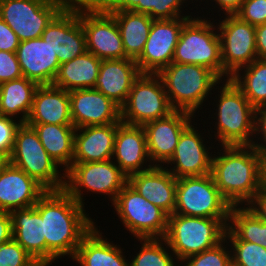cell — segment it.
Wrapping results in <instances>:
<instances>
[{"label": "cell", "mask_w": 266, "mask_h": 266, "mask_svg": "<svg viewBox=\"0 0 266 266\" xmlns=\"http://www.w3.org/2000/svg\"><path fill=\"white\" fill-rule=\"evenodd\" d=\"M34 207L43 220L46 266L65 255L73 259L83 237L95 226L94 219L64 189L47 191Z\"/></svg>", "instance_id": "cell-1"}, {"label": "cell", "mask_w": 266, "mask_h": 266, "mask_svg": "<svg viewBox=\"0 0 266 266\" xmlns=\"http://www.w3.org/2000/svg\"><path fill=\"white\" fill-rule=\"evenodd\" d=\"M220 147L212 157L215 185L231 206H246L263 187L262 151L258 144Z\"/></svg>", "instance_id": "cell-2"}, {"label": "cell", "mask_w": 266, "mask_h": 266, "mask_svg": "<svg viewBox=\"0 0 266 266\" xmlns=\"http://www.w3.org/2000/svg\"><path fill=\"white\" fill-rule=\"evenodd\" d=\"M221 83L215 112L216 140L222 146L258 144L254 138L259 134L260 113L231 79Z\"/></svg>", "instance_id": "cell-3"}, {"label": "cell", "mask_w": 266, "mask_h": 266, "mask_svg": "<svg viewBox=\"0 0 266 266\" xmlns=\"http://www.w3.org/2000/svg\"><path fill=\"white\" fill-rule=\"evenodd\" d=\"M164 85L174 110L195 115L211 95L212 89L222 81L213 71L196 64L172 62L157 74Z\"/></svg>", "instance_id": "cell-4"}, {"label": "cell", "mask_w": 266, "mask_h": 266, "mask_svg": "<svg viewBox=\"0 0 266 266\" xmlns=\"http://www.w3.org/2000/svg\"><path fill=\"white\" fill-rule=\"evenodd\" d=\"M229 219L190 217L181 214L168 216L164 237L177 264L194 254L210 249L225 239Z\"/></svg>", "instance_id": "cell-5"}, {"label": "cell", "mask_w": 266, "mask_h": 266, "mask_svg": "<svg viewBox=\"0 0 266 266\" xmlns=\"http://www.w3.org/2000/svg\"><path fill=\"white\" fill-rule=\"evenodd\" d=\"M210 22L194 16L183 25L172 62L201 65L222 80L221 41L215 24Z\"/></svg>", "instance_id": "cell-6"}, {"label": "cell", "mask_w": 266, "mask_h": 266, "mask_svg": "<svg viewBox=\"0 0 266 266\" xmlns=\"http://www.w3.org/2000/svg\"><path fill=\"white\" fill-rule=\"evenodd\" d=\"M10 164L23 170L47 191L64 189L65 173L62 176L58 170L60 166L44 149L35 130L26 123L17 129Z\"/></svg>", "instance_id": "cell-7"}, {"label": "cell", "mask_w": 266, "mask_h": 266, "mask_svg": "<svg viewBox=\"0 0 266 266\" xmlns=\"http://www.w3.org/2000/svg\"><path fill=\"white\" fill-rule=\"evenodd\" d=\"M72 163L65 171L64 190L79 204L84 206L83 191L103 193L113 203L128 183V176L112 161ZM112 199V200H111Z\"/></svg>", "instance_id": "cell-8"}, {"label": "cell", "mask_w": 266, "mask_h": 266, "mask_svg": "<svg viewBox=\"0 0 266 266\" xmlns=\"http://www.w3.org/2000/svg\"><path fill=\"white\" fill-rule=\"evenodd\" d=\"M230 208L211 174L177 179L175 214L229 219Z\"/></svg>", "instance_id": "cell-9"}, {"label": "cell", "mask_w": 266, "mask_h": 266, "mask_svg": "<svg viewBox=\"0 0 266 266\" xmlns=\"http://www.w3.org/2000/svg\"><path fill=\"white\" fill-rule=\"evenodd\" d=\"M125 229L135 239L164 238L168 227V214L141 196L128 183L112 203Z\"/></svg>", "instance_id": "cell-10"}, {"label": "cell", "mask_w": 266, "mask_h": 266, "mask_svg": "<svg viewBox=\"0 0 266 266\" xmlns=\"http://www.w3.org/2000/svg\"><path fill=\"white\" fill-rule=\"evenodd\" d=\"M173 111L161 78L157 74H140L133 82L127 100L120 107V120L126 124L143 126Z\"/></svg>", "instance_id": "cell-11"}, {"label": "cell", "mask_w": 266, "mask_h": 266, "mask_svg": "<svg viewBox=\"0 0 266 266\" xmlns=\"http://www.w3.org/2000/svg\"><path fill=\"white\" fill-rule=\"evenodd\" d=\"M71 0H0V17L20 42L40 38L52 19Z\"/></svg>", "instance_id": "cell-12"}, {"label": "cell", "mask_w": 266, "mask_h": 266, "mask_svg": "<svg viewBox=\"0 0 266 266\" xmlns=\"http://www.w3.org/2000/svg\"><path fill=\"white\" fill-rule=\"evenodd\" d=\"M219 21L223 78L230 79L240 68L257 60L255 27L236 15H225ZM225 76V77H224Z\"/></svg>", "instance_id": "cell-13"}, {"label": "cell", "mask_w": 266, "mask_h": 266, "mask_svg": "<svg viewBox=\"0 0 266 266\" xmlns=\"http://www.w3.org/2000/svg\"><path fill=\"white\" fill-rule=\"evenodd\" d=\"M61 64L87 51L86 35L80 21V0H71L48 24L41 36Z\"/></svg>", "instance_id": "cell-14"}, {"label": "cell", "mask_w": 266, "mask_h": 266, "mask_svg": "<svg viewBox=\"0 0 266 266\" xmlns=\"http://www.w3.org/2000/svg\"><path fill=\"white\" fill-rule=\"evenodd\" d=\"M80 21L88 52L101 60L125 58L121 34L110 12L88 7L80 1Z\"/></svg>", "instance_id": "cell-15"}, {"label": "cell", "mask_w": 266, "mask_h": 266, "mask_svg": "<svg viewBox=\"0 0 266 266\" xmlns=\"http://www.w3.org/2000/svg\"><path fill=\"white\" fill-rule=\"evenodd\" d=\"M190 18L153 20L144 50L136 60L141 74H158L172 63L181 29Z\"/></svg>", "instance_id": "cell-16"}, {"label": "cell", "mask_w": 266, "mask_h": 266, "mask_svg": "<svg viewBox=\"0 0 266 266\" xmlns=\"http://www.w3.org/2000/svg\"><path fill=\"white\" fill-rule=\"evenodd\" d=\"M193 117L186 111L174 110L168 116L142 126L146 134L148 155L154 166H162V163L170 160L182 131L192 122Z\"/></svg>", "instance_id": "cell-17"}, {"label": "cell", "mask_w": 266, "mask_h": 266, "mask_svg": "<svg viewBox=\"0 0 266 266\" xmlns=\"http://www.w3.org/2000/svg\"><path fill=\"white\" fill-rule=\"evenodd\" d=\"M200 134L192 123L182 131L175 151L167 162L175 166L170 169L165 167L177 179L211 174L213 155L208 152L210 148L205 146L204 137Z\"/></svg>", "instance_id": "cell-18"}, {"label": "cell", "mask_w": 266, "mask_h": 266, "mask_svg": "<svg viewBox=\"0 0 266 266\" xmlns=\"http://www.w3.org/2000/svg\"><path fill=\"white\" fill-rule=\"evenodd\" d=\"M69 98L70 115L76 129L121 123L120 107L94 88L70 91Z\"/></svg>", "instance_id": "cell-19"}, {"label": "cell", "mask_w": 266, "mask_h": 266, "mask_svg": "<svg viewBox=\"0 0 266 266\" xmlns=\"http://www.w3.org/2000/svg\"><path fill=\"white\" fill-rule=\"evenodd\" d=\"M15 53L23 77L38 85H52L60 63L56 53L42 37L20 42Z\"/></svg>", "instance_id": "cell-20"}, {"label": "cell", "mask_w": 266, "mask_h": 266, "mask_svg": "<svg viewBox=\"0 0 266 266\" xmlns=\"http://www.w3.org/2000/svg\"><path fill=\"white\" fill-rule=\"evenodd\" d=\"M46 192L35 179L11 164L0 173L1 212L32 207Z\"/></svg>", "instance_id": "cell-21"}, {"label": "cell", "mask_w": 266, "mask_h": 266, "mask_svg": "<svg viewBox=\"0 0 266 266\" xmlns=\"http://www.w3.org/2000/svg\"><path fill=\"white\" fill-rule=\"evenodd\" d=\"M118 163V167L127 175L144 172L154 167L149 161L147 151L146 134L144 128L138 125H130L121 122L117 127L114 140V152L112 159ZM149 163L147 167L144 163ZM143 165L145 168H143Z\"/></svg>", "instance_id": "cell-22"}, {"label": "cell", "mask_w": 266, "mask_h": 266, "mask_svg": "<svg viewBox=\"0 0 266 266\" xmlns=\"http://www.w3.org/2000/svg\"><path fill=\"white\" fill-rule=\"evenodd\" d=\"M128 184L168 215L175 211L177 178L163 166L128 176Z\"/></svg>", "instance_id": "cell-23"}, {"label": "cell", "mask_w": 266, "mask_h": 266, "mask_svg": "<svg viewBox=\"0 0 266 266\" xmlns=\"http://www.w3.org/2000/svg\"><path fill=\"white\" fill-rule=\"evenodd\" d=\"M119 124L92 125L75 129L72 163L102 162L112 159Z\"/></svg>", "instance_id": "cell-24"}, {"label": "cell", "mask_w": 266, "mask_h": 266, "mask_svg": "<svg viewBox=\"0 0 266 266\" xmlns=\"http://www.w3.org/2000/svg\"><path fill=\"white\" fill-rule=\"evenodd\" d=\"M140 74L138 65L133 59L102 60L94 89L121 107L127 100L133 82Z\"/></svg>", "instance_id": "cell-25"}, {"label": "cell", "mask_w": 266, "mask_h": 266, "mask_svg": "<svg viewBox=\"0 0 266 266\" xmlns=\"http://www.w3.org/2000/svg\"><path fill=\"white\" fill-rule=\"evenodd\" d=\"M12 238L40 265L46 266L43 220L34 206L10 212Z\"/></svg>", "instance_id": "cell-26"}, {"label": "cell", "mask_w": 266, "mask_h": 266, "mask_svg": "<svg viewBox=\"0 0 266 266\" xmlns=\"http://www.w3.org/2000/svg\"><path fill=\"white\" fill-rule=\"evenodd\" d=\"M26 123L73 125L69 92L54 85H39Z\"/></svg>", "instance_id": "cell-27"}, {"label": "cell", "mask_w": 266, "mask_h": 266, "mask_svg": "<svg viewBox=\"0 0 266 266\" xmlns=\"http://www.w3.org/2000/svg\"><path fill=\"white\" fill-rule=\"evenodd\" d=\"M104 239L96 225L83 237L73 261L80 266H129L123 249Z\"/></svg>", "instance_id": "cell-28"}, {"label": "cell", "mask_w": 266, "mask_h": 266, "mask_svg": "<svg viewBox=\"0 0 266 266\" xmlns=\"http://www.w3.org/2000/svg\"><path fill=\"white\" fill-rule=\"evenodd\" d=\"M101 59L86 51L80 56L59 66L52 85L68 92L95 87Z\"/></svg>", "instance_id": "cell-29"}, {"label": "cell", "mask_w": 266, "mask_h": 266, "mask_svg": "<svg viewBox=\"0 0 266 266\" xmlns=\"http://www.w3.org/2000/svg\"><path fill=\"white\" fill-rule=\"evenodd\" d=\"M31 126L49 156L64 172L72 165L74 155L75 127L73 125H57L42 123H26ZM65 167V168H64Z\"/></svg>", "instance_id": "cell-30"}, {"label": "cell", "mask_w": 266, "mask_h": 266, "mask_svg": "<svg viewBox=\"0 0 266 266\" xmlns=\"http://www.w3.org/2000/svg\"><path fill=\"white\" fill-rule=\"evenodd\" d=\"M118 25L125 58L137 60L144 50L148 39L153 19L147 14L133 11H112L110 12Z\"/></svg>", "instance_id": "cell-31"}, {"label": "cell", "mask_w": 266, "mask_h": 266, "mask_svg": "<svg viewBox=\"0 0 266 266\" xmlns=\"http://www.w3.org/2000/svg\"><path fill=\"white\" fill-rule=\"evenodd\" d=\"M39 85L21 77L0 84V114L16 117L21 114L19 121L26 123L33 105V97Z\"/></svg>", "instance_id": "cell-32"}, {"label": "cell", "mask_w": 266, "mask_h": 266, "mask_svg": "<svg viewBox=\"0 0 266 266\" xmlns=\"http://www.w3.org/2000/svg\"><path fill=\"white\" fill-rule=\"evenodd\" d=\"M242 68L230 79L260 113L263 109H266V60L257 59ZM240 70H244L242 71L244 75L241 74Z\"/></svg>", "instance_id": "cell-33"}, {"label": "cell", "mask_w": 266, "mask_h": 266, "mask_svg": "<svg viewBox=\"0 0 266 266\" xmlns=\"http://www.w3.org/2000/svg\"><path fill=\"white\" fill-rule=\"evenodd\" d=\"M227 228L242 241L266 248V223L243 206H231Z\"/></svg>", "instance_id": "cell-34"}, {"label": "cell", "mask_w": 266, "mask_h": 266, "mask_svg": "<svg viewBox=\"0 0 266 266\" xmlns=\"http://www.w3.org/2000/svg\"><path fill=\"white\" fill-rule=\"evenodd\" d=\"M142 244L139 253L129 261V266H180L176 264V257L171 256L169 246L164 248L166 240L164 238L138 239ZM163 242V243H162ZM169 252V253H168ZM171 253V254H170ZM176 259V260H175Z\"/></svg>", "instance_id": "cell-35"}, {"label": "cell", "mask_w": 266, "mask_h": 266, "mask_svg": "<svg viewBox=\"0 0 266 266\" xmlns=\"http://www.w3.org/2000/svg\"><path fill=\"white\" fill-rule=\"evenodd\" d=\"M225 239L231 243L232 266H266V248L239 240L228 228Z\"/></svg>", "instance_id": "cell-36"}, {"label": "cell", "mask_w": 266, "mask_h": 266, "mask_svg": "<svg viewBox=\"0 0 266 266\" xmlns=\"http://www.w3.org/2000/svg\"><path fill=\"white\" fill-rule=\"evenodd\" d=\"M185 1L187 0H141L131 11L147 14L153 20L192 17L180 15L181 5L186 3Z\"/></svg>", "instance_id": "cell-37"}, {"label": "cell", "mask_w": 266, "mask_h": 266, "mask_svg": "<svg viewBox=\"0 0 266 266\" xmlns=\"http://www.w3.org/2000/svg\"><path fill=\"white\" fill-rule=\"evenodd\" d=\"M225 242L229 243L224 239L210 249L187 257L180 265L184 263L185 266H232V252L226 249L228 246H223Z\"/></svg>", "instance_id": "cell-38"}, {"label": "cell", "mask_w": 266, "mask_h": 266, "mask_svg": "<svg viewBox=\"0 0 266 266\" xmlns=\"http://www.w3.org/2000/svg\"><path fill=\"white\" fill-rule=\"evenodd\" d=\"M0 266H40L13 238L0 244Z\"/></svg>", "instance_id": "cell-39"}, {"label": "cell", "mask_w": 266, "mask_h": 266, "mask_svg": "<svg viewBox=\"0 0 266 266\" xmlns=\"http://www.w3.org/2000/svg\"><path fill=\"white\" fill-rule=\"evenodd\" d=\"M235 15L254 27L262 25L266 23V0H244Z\"/></svg>", "instance_id": "cell-40"}, {"label": "cell", "mask_w": 266, "mask_h": 266, "mask_svg": "<svg viewBox=\"0 0 266 266\" xmlns=\"http://www.w3.org/2000/svg\"><path fill=\"white\" fill-rule=\"evenodd\" d=\"M12 117L0 115V152L7 153L11 156L15 135L17 129L21 126L22 122L17 121Z\"/></svg>", "instance_id": "cell-41"}, {"label": "cell", "mask_w": 266, "mask_h": 266, "mask_svg": "<svg viewBox=\"0 0 266 266\" xmlns=\"http://www.w3.org/2000/svg\"><path fill=\"white\" fill-rule=\"evenodd\" d=\"M23 77L16 53L0 51V84Z\"/></svg>", "instance_id": "cell-42"}, {"label": "cell", "mask_w": 266, "mask_h": 266, "mask_svg": "<svg viewBox=\"0 0 266 266\" xmlns=\"http://www.w3.org/2000/svg\"><path fill=\"white\" fill-rule=\"evenodd\" d=\"M86 6L105 10L107 12L112 11H130L132 10L139 1L141 0H80Z\"/></svg>", "instance_id": "cell-43"}, {"label": "cell", "mask_w": 266, "mask_h": 266, "mask_svg": "<svg viewBox=\"0 0 266 266\" xmlns=\"http://www.w3.org/2000/svg\"><path fill=\"white\" fill-rule=\"evenodd\" d=\"M19 44L20 40L18 36L0 17V51L15 53Z\"/></svg>", "instance_id": "cell-44"}, {"label": "cell", "mask_w": 266, "mask_h": 266, "mask_svg": "<svg viewBox=\"0 0 266 266\" xmlns=\"http://www.w3.org/2000/svg\"><path fill=\"white\" fill-rule=\"evenodd\" d=\"M247 206L249 210L266 223V189L264 187L260 189Z\"/></svg>", "instance_id": "cell-45"}, {"label": "cell", "mask_w": 266, "mask_h": 266, "mask_svg": "<svg viewBox=\"0 0 266 266\" xmlns=\"http://www.w3.org/2000/svg\"><path fill=\"white\" fill-rule=\"evenodd\" d=\"M257 58L266 60V23L255 27Z\"/></svg>", "instance_id": "cell-46"}, {"label": "cell", "mask_w": 266, "mask_h": 266, "mask_svg": "<svg viewBox=\"0 0 266 266\" xmlns=\"http://www.w3.org/2000/svg\"><path fill=\"white\" fill-rule=\"evenodd\" d=\"M12 239V218L10 212L0 211V244Z\"/></svg>", "instance_id": "cell-47"}, {"label": "cell", "mask_w": 266, "mask_h": 266, "mask_svg": "<svg viewBox=\"0 0 266 266\" xmlns=\"http://www.w3.org/2000/svg\"><path fill=\"white\" fill-rule=\"evenodd\" d=\"M215 1L217 6L221 7V10L225 11L226 15H235L242 6L244 0H212Z\"/></svg>", "instance_id": "cell-48"}, {"label": "cell", "mask_w": 266, "mask_h": 266, "mask_svg": "<svg viewBox=\"0 0 266 266\" xmlns=\"http://www.w3.org/2000/svg\"><path fill=\"white\" fill-rule=\"evenodd\" d=\"M259 135L260 137L258 138V141L261 143H258V147L261 151H266V109H263L260 112Z\"/></svg>", "instance_id": "cell-49"}, {"label": "cell", "mask_w": 266, "mask_h": 266, "mask_svg": "<svg viewBox=\"0 0 266 266\" xmlns=\"http://www.w3.org/2000/svg\"><path fill=\"white\" fill-rule=\"evenodd\" d=\"M10 164V156L7 153L0 152V173Z\"/></svg>", "instance_id": "cell-50"}, {"label": "cell", "mask_w": 266, "mask_h": 266, "mask_svg": "<svg viewBox=\"0 0 266 266\" xmlns=\"http://www.w3.org/2000/svg\"><path fill=\"white\" fill-rule=\"evenodd\" d=\"M263 155V187L266 189V151H262Z\"/></svg>", "instance_id": "cell-51"}]
</instances>
